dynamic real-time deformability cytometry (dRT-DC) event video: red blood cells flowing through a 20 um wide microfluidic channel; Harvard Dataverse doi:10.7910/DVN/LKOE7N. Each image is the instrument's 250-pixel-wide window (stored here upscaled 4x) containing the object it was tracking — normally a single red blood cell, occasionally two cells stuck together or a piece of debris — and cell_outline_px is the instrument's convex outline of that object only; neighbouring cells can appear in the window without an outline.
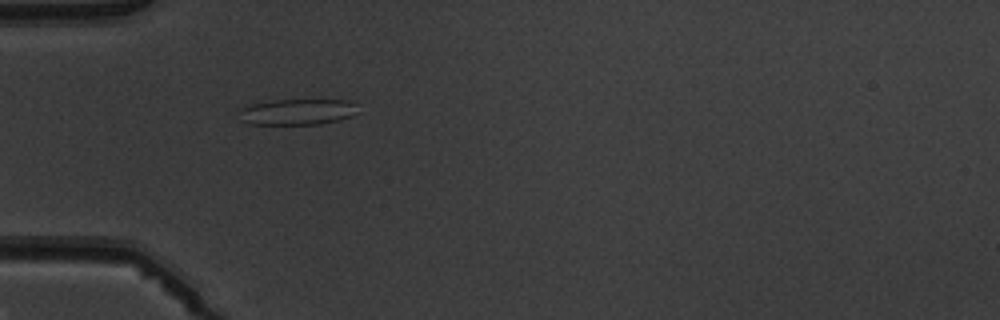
{"species": "common noctule bat (a hibernating species)", "species_latin": "Nyctalus noctula", "temperature_condition": "warm", "stored_images_in_passage": 3, "camera_frame_rate_fps": 3000, "um_per_image_px": 0.085, "animal": {"sex": "male", "body_mass_g": 19.5, "forearm_length_mm": 54.6}, "frame": {"image": 1, "passage_image": 2, "time_ms": 1.333, "image_size_px": [1000, 320], "cell_outline_px": [[360, 112], [352, 116], [320, 124], [252, 124], [240, 120], [240, 108], [252, 104], [272, 100], [348, 100], [356, 104]], "centroid_in_image_um": [25.31, 9.5], "position_along_channel_um": 59.7, "area_um2": 17.98}}
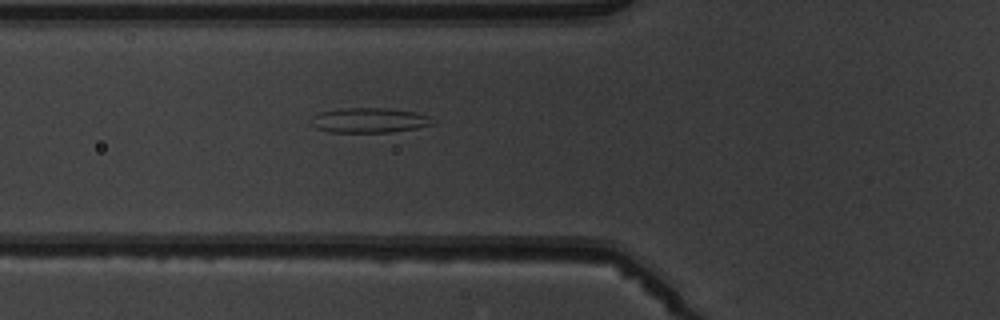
{"frame": {"image": 2, "passage_image": 3, "time_ms": 2.333, "image_size_px": [1000, 320], "cell_outline_px": [[432, 124], [416, 128], [388, 132], [332, 132], [316, 128], [312, 124], [312, 116], [320, 112], [340, 108], [388, 108], [416, 112], [428, 116]], "centroid_in_image_um": [31.34, 10.21], "position_along_channel_um": 94.5, "area_um2": 17.4}}